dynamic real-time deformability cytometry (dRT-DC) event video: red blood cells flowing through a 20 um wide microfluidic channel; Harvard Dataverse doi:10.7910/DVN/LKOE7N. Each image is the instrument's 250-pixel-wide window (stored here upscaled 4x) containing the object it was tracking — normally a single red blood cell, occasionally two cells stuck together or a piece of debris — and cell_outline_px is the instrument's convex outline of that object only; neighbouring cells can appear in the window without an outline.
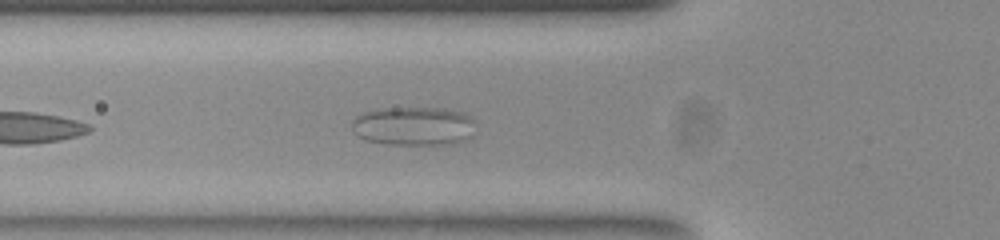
{"species": "common noctule bat (a hibernating species)", "species_latin": "Nyctalus noctula", "temperature_condition": "room temperature", "stored_images_in_passage": 38, "camera_frame_rate_fps": 3000, "um_per_image_px": 0.085, "animal": {"sex": "female", "body_mass_g": 23.0, "forearm_length_mm": 53.4}, "frame": {"image": 1, "passage_image": 5, "time_ms": 1.333, "image_size_px": [1000, 240], "cell_outline_px": [[472, 136], [464, 140], [452, 144], [384, 144], [364, 140], [352, 128], [352, 120], [356, 116], [364, 112], [376, 108], [448, 108], [464, 112], [472, 120]], "centroid_in_image_um": [35.13, 10.7], "position_along_channel_um": 90.7, "area_um2": 28.03}}
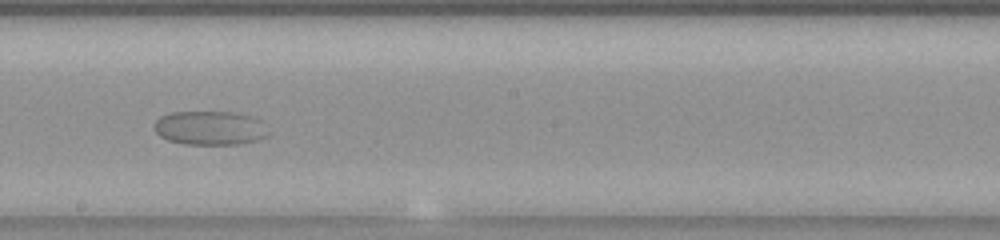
{"frame": {"image": 2, "passage_image": 17, "time_ms": 5.333, "image_size_px": [1000, 240], "cell_outline_px": [[264, 136], [256, 140], [236, 144], [184, 144], [168, 140], [160, 136], [156, 132], [156, 120], [160, 116], [172, 112], [232, 112], [248, 116], [260, 120]], "centroid_in_image_um": [17.74, 10.87], "position_along_channel_um": 230.5, "area_um2": 21.91}}
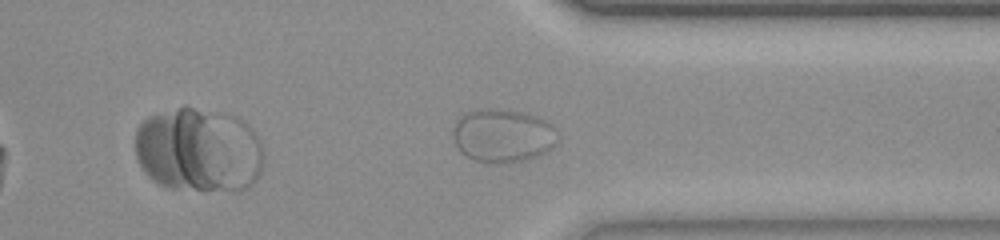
{"frame": {"image": 3, "passage_image": 29, "time_ms": 9.333, "image_size_px": [1000, 240], "cell_outline_px": [[552, 144], [544, 152], [536, 156], [520, 160], [488, 164], [476, 160], [468, 156], [456, 144], [452, 136], [452, 132], [456, 120], [460, 116], [468, 112], [480, 108], [492, 108], [520, 112], [536, 116], [552, 124]], "centroid_in_image_um": [42.63, 11.5], "position_along_channel_um": 368.8, "area_um2": 31.56}}